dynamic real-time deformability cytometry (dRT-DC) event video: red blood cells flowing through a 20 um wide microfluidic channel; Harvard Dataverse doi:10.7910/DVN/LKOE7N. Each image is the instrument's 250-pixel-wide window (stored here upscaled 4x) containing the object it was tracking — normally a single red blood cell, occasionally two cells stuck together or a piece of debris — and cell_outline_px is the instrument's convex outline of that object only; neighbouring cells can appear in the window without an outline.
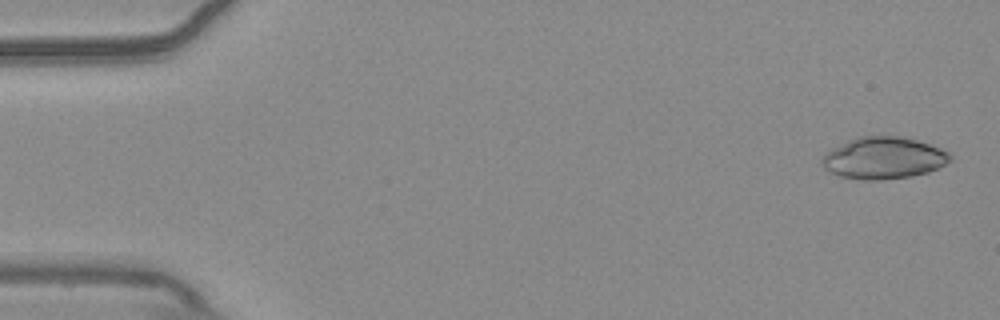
{"species": "common noctule bat (a hibernating species)", "species_latin": "Nyctalus noctula", "temperature_condition": "warm", "stored_images_in_passage": 54, "camera_frame_rate_fps": 3000, "um_per_image_px": 0.085, "animal": {"sex": "male", "body_mass_g": 20.4}, "frame": {"image": 1, "passage_image": 2, "time_ms": 0.333, "image_size_px": [1000, 320], "cell_outline_px": [[952, 160], [928, 172], [912, 176], [880, 180], [864, 180], [840, 176], [824, 168], [820, 164], [820, 160], [832, 148], [848, 140], [860, 136], [880, 132], [904, 136], [940, 148], [948, 152], [952, 156]], "centroid_in_image_um": [75.09, 13.39], "position_along_channel_um": 9.9, "area_um2": 31.79}}
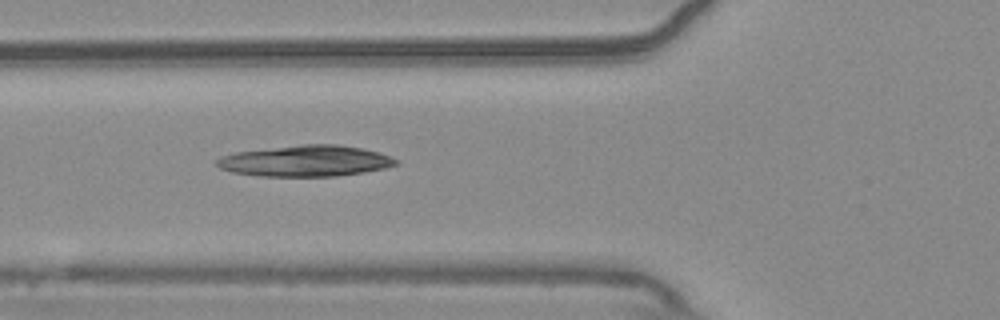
{"frame": {"image": 2, "passage_image": 20, "time_ms": 6.333, "image_size_px": [1000, 320], "cell_outline_px": [[400, 164], [384, 168], [364, 172], [336, 176], [260, 176], [232, 172], [220, 168], [216, 164], [216, 160], [224, 156], [236, 152], [300, 144], [340, 144], [364, 148], [392, 156]], "centroid_in_image_um": [26.02, 13.67], "position_along_channel_um": 99.8, "area_um2": 32.48}}
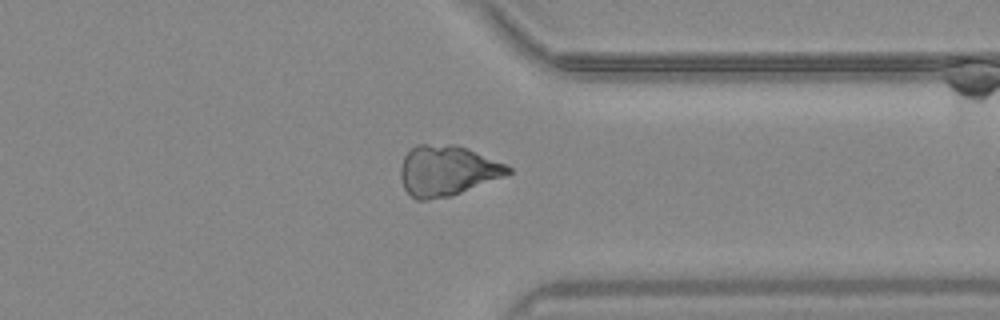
{"frame": {"image": 3, "passage_image": 42, "time_ms": 13.667, "image_size_px": [1000, 320], "cell_outline_px": [[512, 172], [504, 176], [452, 196], [428, 200], [416, 200], [404, 188], [400, 176], [400, 168], [404, 156], [416, 144], [456, 144], [468, 148], [504, 164], [512, 168]], "centroid_in_image_um": [37.98, 14.5], "position_along_channel_um": 373.4, "area_um2": 31.56}}